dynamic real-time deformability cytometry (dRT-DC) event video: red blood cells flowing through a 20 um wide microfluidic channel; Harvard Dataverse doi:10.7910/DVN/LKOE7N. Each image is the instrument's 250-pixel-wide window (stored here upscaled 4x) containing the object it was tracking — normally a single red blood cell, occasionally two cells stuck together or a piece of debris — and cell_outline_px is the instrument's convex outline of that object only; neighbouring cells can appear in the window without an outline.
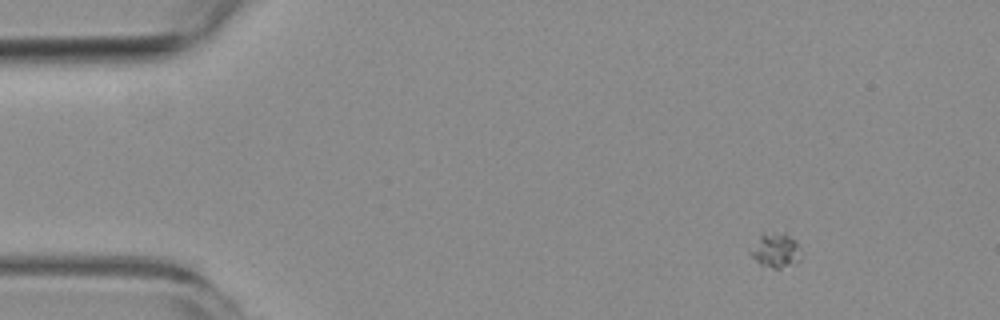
{"species": "common noctule bat (a hibernating species)", "species_latin": "Nyctalus noctula", "temperature_condition": "room temperature", "stored_images_in_passage": 6, "camera_frame_rate_fps": 3000, "um_per_image_px": 0.085, "animal": {"sex": "female", "body_mass_g": 19.3, "forearm_length_mm": 54.1}, "frame": {"image": 1, "passage_image": 2, "time_ms": 1.0, "image_size_px": [1000, 320], "cell_outline_px": [[800, 260], [796, 264], [780, 268], [772, 268], [760, 264], [748, 252], [760, 232], [784, 232], [796, 240]], "centroid_in_image_um": [65.89, 21.24], "position_along_channel_um": 19.1, "area_um2": 10.35}}